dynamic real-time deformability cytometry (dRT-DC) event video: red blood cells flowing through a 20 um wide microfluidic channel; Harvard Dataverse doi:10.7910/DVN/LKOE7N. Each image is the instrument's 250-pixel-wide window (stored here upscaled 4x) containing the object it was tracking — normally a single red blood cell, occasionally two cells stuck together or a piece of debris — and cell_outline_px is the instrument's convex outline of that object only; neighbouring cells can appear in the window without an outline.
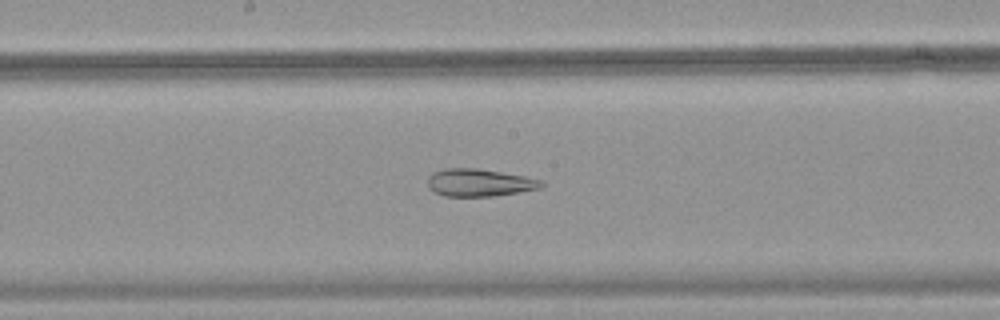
{"species": "common noctule bat (a hibernating species)", "species_latin": "Nyctalus noctula", "temperature_condition": "warm", "stored_images_in_passage": 51, "camera_frame_rate_fps": 3000, "um_per_image_px": 0.085, "animal": {"sex": "female", "body_mass_g": 18.4}, "frame": {"image": 1, "passage_image": 28, "time_ms": 9.0, "image_size_px": [1000, 320], "cell_outline_px": [[544, 184], [540, 188], [496, 196], [444, 196], [432, 192], [428, 188], [428, 176], [432, 172], [444, 168], [476, 168], [524, 176], [544, 180]], "centroid_in_image_um": [40.71, 15.52], "position_along_channel_um": 207.5, "area_um2": 18.38}}
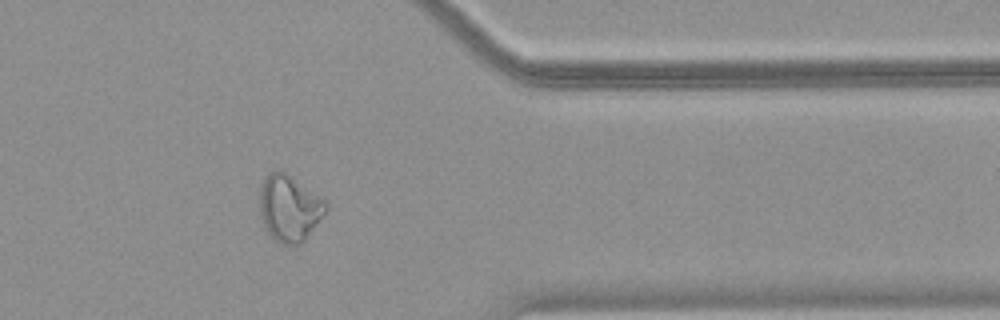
{"frame": {"image": 2, "passage_image": 42, "time_ms": 13.667, "image_size_px": [1000, 320], "cell_outline_px": [[328, 208], [304, 240], [300, 244], [284, 244], [276, 240], [268, 232], [264, 224], [260, 208], [260, 184], [272, 172], [280, 168], [324, 200], [328, 204]], "centroid_in_image_um": [24.59, 17.67], "position_along_channel_um": 386.8, "area_um2": 24.91}}
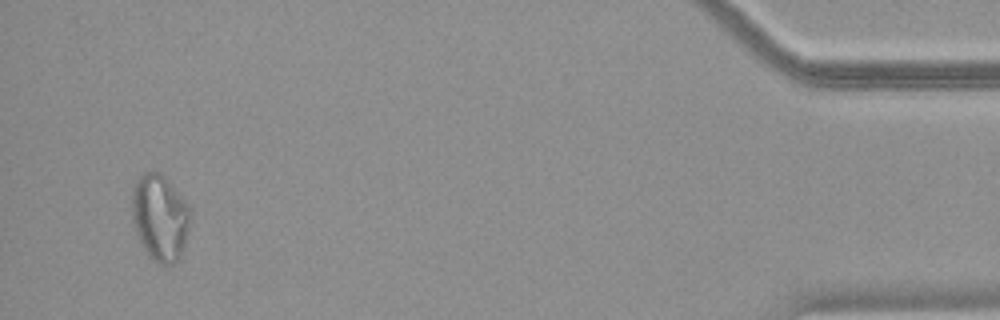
{"frame": {"image": 3, "passage_image": 49, "time_ms": 16.0, "image_size_px": [1000, 320], "cell_outline_px": [[192, 216], [188, 232], [180, 256], [172, 264], [164, 268], [152, 260], [148, 256], [132, 224], [132, 188], [136, 180], [144, 172], [160, 172], [168, 180], [188, 204], [192, 212]], "centroid_in_image_um": [13.6, 18.51], "position_along_channel_um": 421.6, "area_um2": 29.77}}